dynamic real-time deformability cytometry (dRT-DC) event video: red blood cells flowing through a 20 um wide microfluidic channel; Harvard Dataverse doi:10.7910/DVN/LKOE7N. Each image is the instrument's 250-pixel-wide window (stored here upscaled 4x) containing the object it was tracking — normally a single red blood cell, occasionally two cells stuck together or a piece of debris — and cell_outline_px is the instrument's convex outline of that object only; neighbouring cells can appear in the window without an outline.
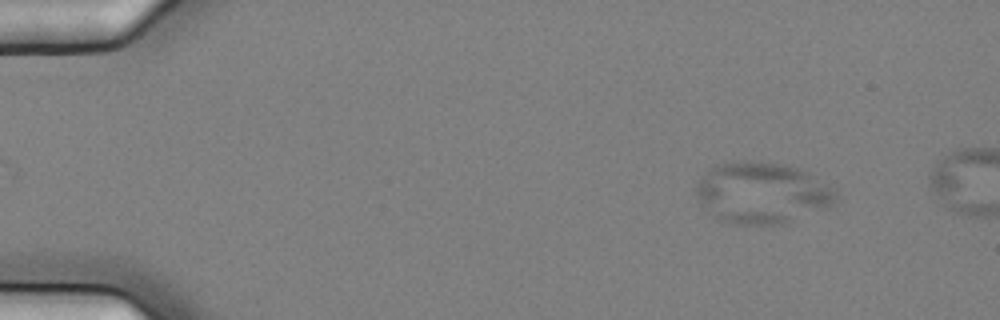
{"species": "common noctule bat (a hibernating species)", "species_latin": "Nyctalus noctula", "temperature_condition": "cold", "stored_images_in_passage": 4, "camera_frame_rate_fps": 3000, "um_per_image_px": 0.085, "animal": {"sex": "female", "body_mass_g": 25.1}, "frame": {"image": 1, "passage_image": 1, "time_ms": 0.0, "image_size_px": [1000, 320], "cell_outline_px": [[836, 200], [828, 208], [780, 224], [736, 224], [720, 220], [700, 204], [696, 196], [696, 180], [708, 168], [716, 164], [748, 160], [784, 164], [808, 172], [836, 188]], "centroid_in_image_um": [64.75, 16.37], "position_along_channel_um": 20.2, "area_um2": 50.17}}